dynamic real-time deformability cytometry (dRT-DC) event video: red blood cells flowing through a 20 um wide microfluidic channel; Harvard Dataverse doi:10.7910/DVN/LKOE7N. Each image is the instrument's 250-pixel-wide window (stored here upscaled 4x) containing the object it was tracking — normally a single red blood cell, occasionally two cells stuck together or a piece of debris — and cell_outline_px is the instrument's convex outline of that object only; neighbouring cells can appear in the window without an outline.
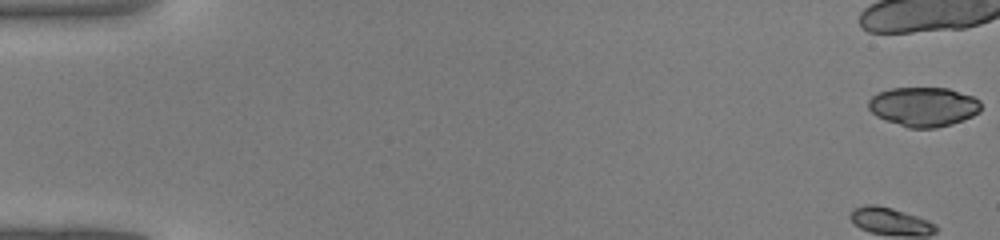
{"species": "common noctule bat (a hibernating species)", "species_latin": "Nyctalus noctula", "temperature_condition": "warm", "stored_images_in_passage": 15, "camera_frame_rate_fps": 3000, "um_per_image_px": 0.085, "animal": {"sex": "male", "body_mass_g": 19.0, "forearm_length_mm": 50.8}, "frame": {"image": 1, "passage_image": 1, "time_ms": 0.0, "image_size_px": [1000, 240], "cell_outline_px": [[980, 112], [972, 116], [952, 124], [936, 128], [908, 128], [876, 116], [868, 108], [868, 100], [872, 96], [880, 92], [892, 88], [948, 88], [972, 96], [980, 100]], "centroid_in_image_um": [78.5, 9.07], "position_along_channel_um": 6.5, "area_um2": 25.78}}